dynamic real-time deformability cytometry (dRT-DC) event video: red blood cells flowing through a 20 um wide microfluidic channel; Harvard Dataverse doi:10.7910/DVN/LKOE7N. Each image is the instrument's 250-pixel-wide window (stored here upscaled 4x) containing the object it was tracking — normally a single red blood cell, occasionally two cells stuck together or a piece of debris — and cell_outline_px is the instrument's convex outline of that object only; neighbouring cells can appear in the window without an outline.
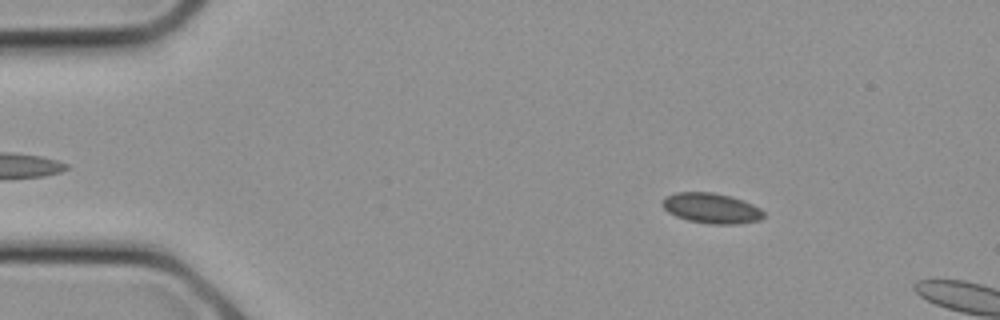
{"species": "common noctule bat (a hibernating species)", "species_latin": "Nyctalus noctula", "temperature_condition": "cold", "stored_images_in_passage": 7, "camera_frame_rate_fps": 3000, "um_per_image_px": 0.085, "animal": {"sex": "female", "body_mass_g": 21.9}, "frame": {"image": 1, "passage_image": 3, "time_ms": 0.667, "image_size_px": [1000, 320], "cell_outline_px": [[764, 216], [760, 220], [736, 224], [708, 224], [688, 220], [676, 216], [668, 212], [660, 204], [668, 196], [676, 192], [712, 192], [732, 196], [744, 200], [760, 208], [764, 212]], "centroid_in_image_um": [60.49, 17.7], "position_along_channel_um": 24.5, "area_um2": 17.92}}